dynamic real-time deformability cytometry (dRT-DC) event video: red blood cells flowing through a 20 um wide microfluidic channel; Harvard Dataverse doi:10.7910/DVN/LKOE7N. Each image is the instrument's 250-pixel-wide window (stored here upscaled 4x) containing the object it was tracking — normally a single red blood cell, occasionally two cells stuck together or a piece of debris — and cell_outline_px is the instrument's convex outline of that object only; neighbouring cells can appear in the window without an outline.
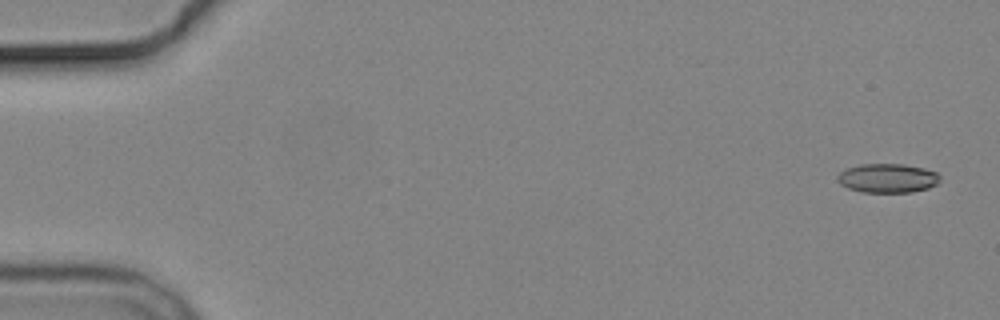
{"species": "common noctule bat (a hibernating species)", "species_latin": "Nyctalus noctula", "temperature_condition": "cold", "stored_images_in_passage": 6, "camera_frame_rate_fps": 3000, "um_per_image_px": 0.085, "animal": {"sex": "male", "body_mass_g": 19.2, "forearm_length_mm": 51.8}, "frame": {"image": 1, "passage_image": 1, "time_ms": 0.0, "image_size_px": [1000, 320], "cell_outline_px": [[940, 180], [936, 184], [928, 188], [912, 192], [864, 192], [848, 188], [840, 184], [836, 180], [836, 176], [844, 168], [860, 164], [904, 164], [924, 168], [936, 172], [940, 176]], "centroid_in_image_um": [75.41, 15.13], "position_along_channel_um": 9.6, "area_um2": 17.51}}